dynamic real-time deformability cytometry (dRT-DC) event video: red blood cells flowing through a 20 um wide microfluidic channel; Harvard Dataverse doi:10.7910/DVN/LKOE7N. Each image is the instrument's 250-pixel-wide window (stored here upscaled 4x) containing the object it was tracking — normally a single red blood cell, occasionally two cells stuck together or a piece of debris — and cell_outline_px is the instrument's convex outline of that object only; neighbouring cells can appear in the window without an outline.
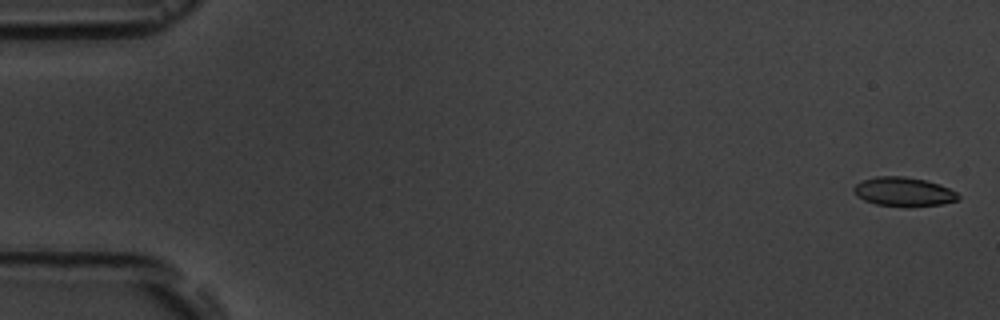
{"species": "common noctule bat (a hibernating species)", "species_latin": "Nyctalus noctula", "temperature_condition": "room temperature", "stored_images_in_passage": 9, "camera_frame_rate_fps": 3000, "um_per_image_px": 0.085, "animal": {"sex": "male", "body_mass_g": 19.5, "forearm_length_mm": 54.6}, "frame": {"image": 1, "passage_image": 1, "time_ms": 0.0, "image_size_px": [1000, 320], "cell_outline_px": [[960, 200], [940, 204], [908, 208], [904, 208], [876, 204], [864, 200], [852, 188], [856, 184], [864, 180], [876, 176], [904, 176], [924, 180], [940, 184], [956, 192], [960, 196]], "centroid_in_image_um": [76.85, 16.32], "position_along_channel_um": 8.2, "area_um2": 17.8}}
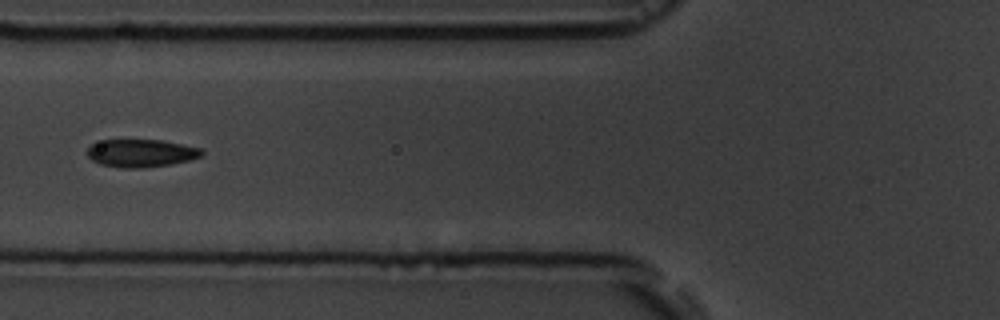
{"frame": {"image": 2, "passage_image": 6, "time_ms": 6.667, "image_size_px": [1000, 320], "cell_outline_px": [[204, 152], [200, 156], [188, 160], [168, 164], [144, 168], [124, 168], [100, 164], [92, 160], [88, 156], [88, 144], [104, 140], [164, 140], [200, 148]], "centroid_in_image_um": [11.95, 13.01], "position_along_channel_um": 113.8, "area_um2": 18.44}}
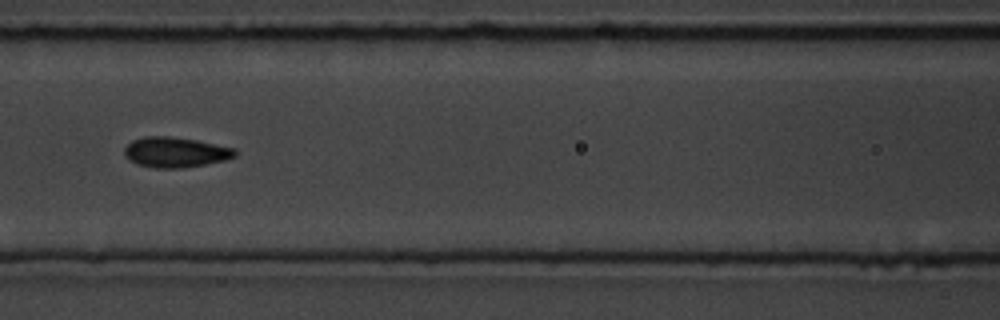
{"frame": {"image": 3, "passage_image": 7, "time_ms": 7.667, "image_size_px": [1000, 320], "cell_outline_px": [[236, 156], [224, 160], [184, 168], [156, 168], [136, 164], [128, 160], [124, 156], [124, 148], [132, 140], [144, 136], [168, 136], [196, 140], [236, 148]], "centroid_in_image_um": [14.88, 12.94], "position_along_channel_um": 151.7, "area_um2": 19.59}}